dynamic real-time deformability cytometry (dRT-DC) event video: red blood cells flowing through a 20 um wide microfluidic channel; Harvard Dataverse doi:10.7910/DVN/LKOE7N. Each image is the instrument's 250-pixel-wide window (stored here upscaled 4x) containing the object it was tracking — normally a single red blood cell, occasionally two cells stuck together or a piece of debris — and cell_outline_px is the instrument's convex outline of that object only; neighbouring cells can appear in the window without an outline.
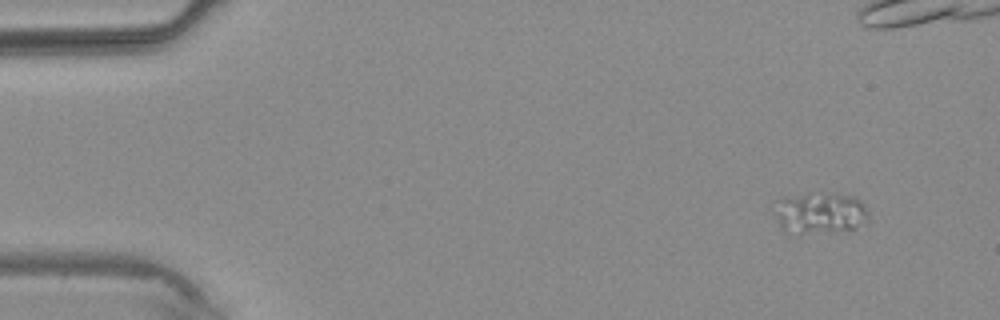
{"species": "common noctule bat (a hibernating species)", "species_latin": "Nyctalus noctula", "temperature_condition": "warm", "stored_images_in_passage": 8, "camera_frame_rate_fps": 3000, "um_per_image_px": 0.085, "animal": {"sex": "male", "body_mass_g": 20.4}, "frame": {"image": 1, "passage_image": 1, "time_ms": 0.0, "image_size_px": [1000, 320], "cell_outline_px": [[868, 224], [856, 228], [804, 232], [784, 232], [776, 216], [776, 212], [780, 196], [808, 192], [812, 192], [856, 196], [864, 204], [868, 212]], "centroid_in_image_um": [69.74, 18.05], "position_along_channel_um": 15.3, "area_um2": 22.54}}